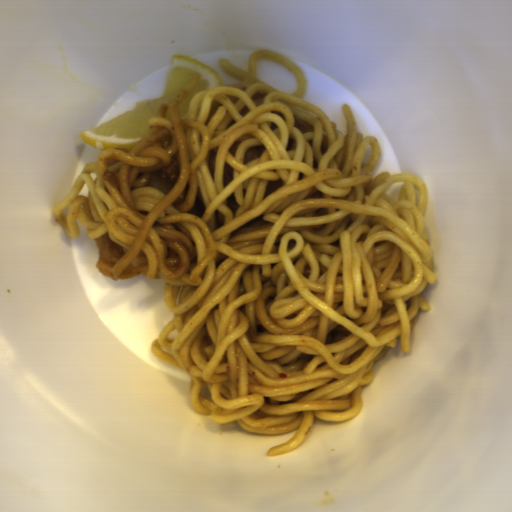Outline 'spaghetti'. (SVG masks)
<instances>
[{
  "label": "spaghetti",
  "instance_id": "obj_1",
  "mask_svg": "<svg viewBox=\"0 0 512 512\" xmlns=\"http://www.w3.org/2000/svg\"><path fill=\"white\" fill-rule=\"evenodd\" d=\"M285 64L296 92L256 75V59ZM240 79L198 91L200 74L160 103L131 150L106 148L85 163L52 219L68 238L79 223L109 280L164 283L173 314L153 356L190 378L197 415L296 449L314 418L349 422L363 410L373 363L398 343L411 351L423 291L437 277L422 178L372 171L378 138L359 132L348 103L346 133L303 99L308 82L270 49L249 53ZM367 144L372 154L362 163ZM176 156L175 183L160 169ZM405 182L397 203L386 191Z\"/></svg>",
  "mask_w": 512,
  "mask_h": 512
}]
</instances>
